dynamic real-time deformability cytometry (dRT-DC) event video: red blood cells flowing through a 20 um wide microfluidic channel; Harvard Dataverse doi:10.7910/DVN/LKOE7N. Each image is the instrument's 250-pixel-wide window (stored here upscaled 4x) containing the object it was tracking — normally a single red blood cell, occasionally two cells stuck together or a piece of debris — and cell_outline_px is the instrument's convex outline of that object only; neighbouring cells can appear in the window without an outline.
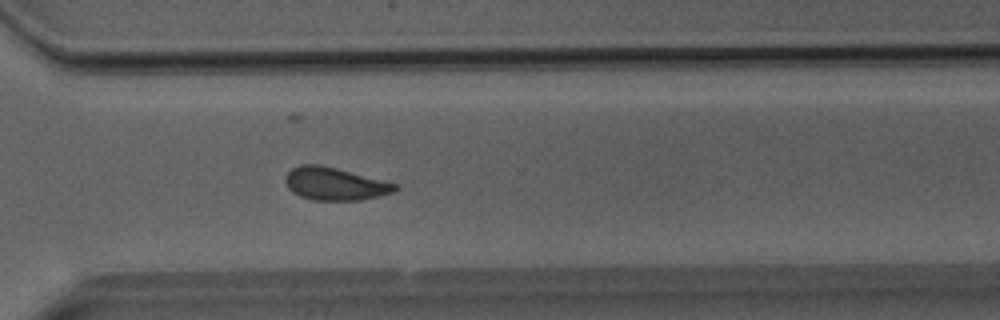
{"species": "Egyptian fruit bat (a non-hibernating species)", "species_latin": "Rousettus aegyptiacus", "temperature_condition": "room temperature", "stored_images_in_passage": 39, "camera_frame_rate_fps": 3000, "um_per_image_px": 0.085, "animal": {"sex": "male"}, "frame": {"image": 1, "passage_image": 28, "time_ms": 9.0, "image_size_px": [1000, 320], "cell_outline_px": [[400, 188], [392, 192], [360, 200], [312, 200], [300, 196], [292, 192], [288, 188], [284, 180], [284, 176], [292, 168], [300, 164], [316, 164], [336, 168], [396, 184]], "centroid_in_image_um": [28.39, 15.62], "position_along_channel_um": 342.2, "area_um2": 20.69}}
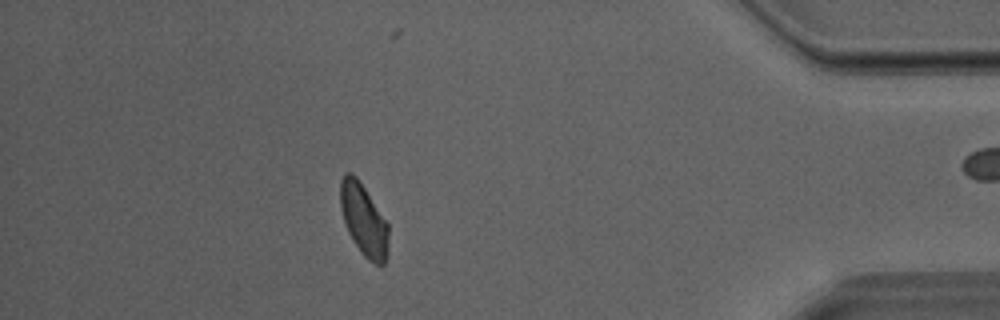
{"frame": {"image": 2, "passage_image": 34, "time_ms": 11.0, "image_size_px": [1000, 320], "cell_outline_px": [[388, 256], [384, 264], [376, 264], [368, 260], [360, 252], [352, 240], [344, 224], [340, 208], [340, 180], [348, 172], [352, 172], [356, 176], [388, 224]], "centroid_in_image_um": [30.9, 18.72], "position_along_channel_um": 404.3, "area_um2": 20.17}}